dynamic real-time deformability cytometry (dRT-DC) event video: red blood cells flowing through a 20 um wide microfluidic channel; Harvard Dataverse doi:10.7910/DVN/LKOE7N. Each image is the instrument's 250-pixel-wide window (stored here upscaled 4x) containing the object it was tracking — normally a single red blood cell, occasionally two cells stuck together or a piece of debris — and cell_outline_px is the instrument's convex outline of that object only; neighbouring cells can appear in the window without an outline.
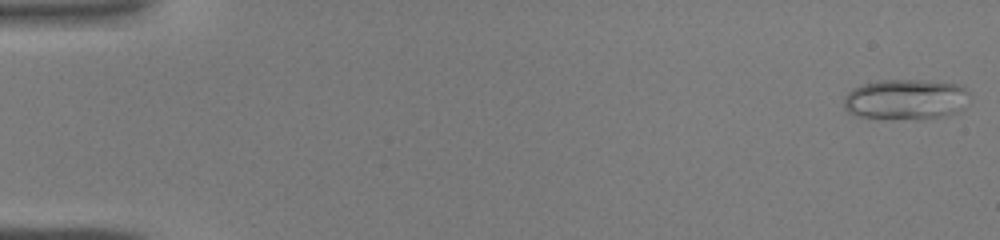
{"species": "common noctule bat (a hibernating species)", "species_latin": "Nyctalus noctula", "temperature_condition": "warm", "stored_images_in_passage": 44, "camera_frame_rate_fps": 3000, "um_per_image_px": 0.085, "animal": {"sex": "male", "body_mass_g": 19.0, "forearm_length_mm": 50.8}, "frame": {"image": 1, "passage_image": 1, "time_ms": 0.0, "image_size_px": [1000, 240], "cell_outline_px": [[968, 92], [964, 108], [956, 112], [940, 116], [860, 116], [848, 112], [844, 108], [844, 96], [852, 88], [864, 84], [880, 80], [924, 80], [956, 84], [964, 88]], "centroid_in_image_um": [76.96, 8.38], "position_along_channel_um": 8.0, "area_um2": 28.32}}
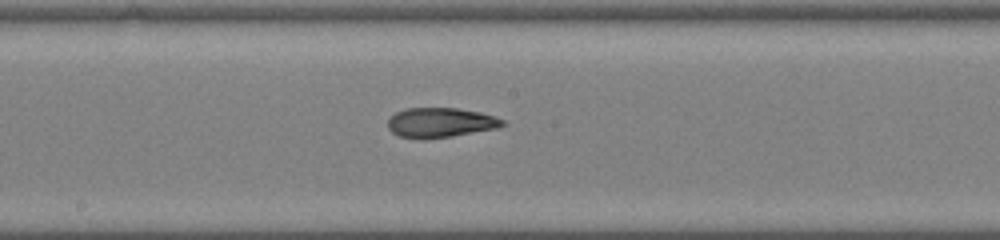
{"frame": {"image": 2, "passage_image": 24, "time_ms": 7.667, "image_size_px": [1000, 240], "cell_outline_px": [[508, 124], [496, 128], [452, 136], [424, 140], [420, 140], [400, 136], [392, 132], [388, 128], [388, 120], [396, 112], [404, 108], [456, 108], [480, 112], [496, 116], [504, 120]], "centroid_in_image_um": [37.44, 10.42], "position_along_channel_um": 210.8, "area_um2": 20.06}}
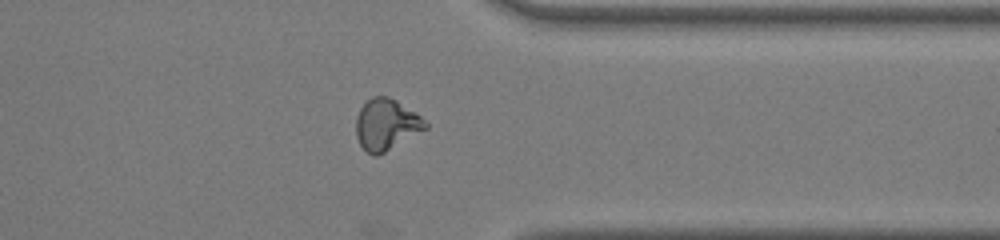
{"frame": {"image": 3, "passage_image": 35, "time_ms": 11.333, "image_size_px": [1000, 240], "cell_outline_px": [[428, 128], [384, 152], [376, 156], [372, 156], [360, 144], [356, 136], [356, 116], [360, 108], [372, 96], [388, 96], [396, 100], [416, 112], [428, 124]], "centroid_in_image_um": [32.83, 10.57], "position_along_channel_um": 378.6, "area_um2": 20.58}}